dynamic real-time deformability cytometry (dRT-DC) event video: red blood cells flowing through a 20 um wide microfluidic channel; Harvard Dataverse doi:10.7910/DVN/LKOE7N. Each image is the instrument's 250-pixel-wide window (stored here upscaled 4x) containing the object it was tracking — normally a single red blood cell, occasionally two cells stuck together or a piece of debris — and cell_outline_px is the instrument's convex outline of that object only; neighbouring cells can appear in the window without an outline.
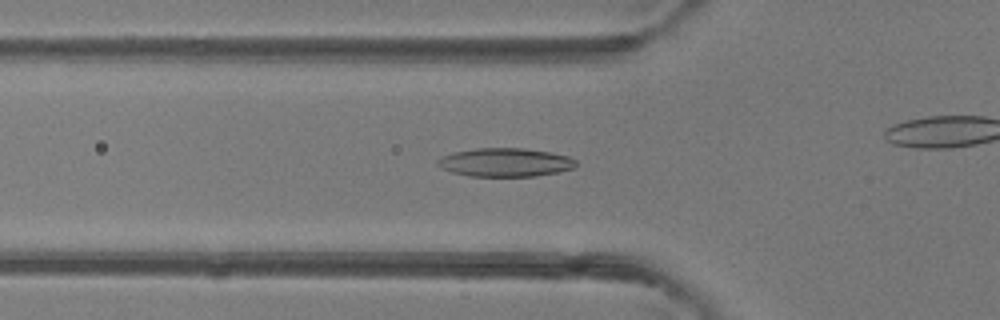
{"species": "common noctule bat (a hibernating species)", "species_latin": "Nyctalus noctula", "temperature_condition": "room temperature", "stored_images_in_passage": 38, "camera_frame_rate_fps": 3000, "um_per_image_px": 0.085, "animal": {"sex": "female"}, "frame": {"image": 1, "passage_image": 16, "time_ms": 5.0, "image_size_px": [1000, 320], "cell_outline_px": [[576, 164], [572, 168], [556, 172], [536, 176], [468, 176], [452, 172], [440, 168], [436, 164], [436, 160], [440, 156], [452, 152], [476, 148], [524, 148], [548, 152], [568, 156], [576, 160]], "centroid_in_image_um": [42.86, 13.79], "position_along_channel_um": 82.9, "area_um2": 23.06}}
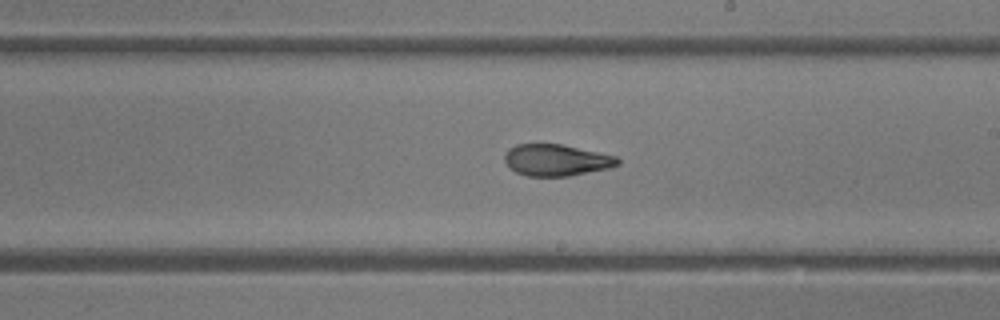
{"frame": {"image": 2, "passage_image": 27, "time_ms": 8.667, "image_size_px": [1000, 320], "cell_outline_px": [[620, 164], [608, 168], [568, 176], [528, 176], [516, 172], [508, 168], [504, 160], [504, 152], [508, 148], [516, 144], [564, 144], [616, 156], [620, 160]], "centroid_in_image_um": [47.25, 13.6], "position_along_channel_um": 241.8, "area_um2": 20.98}}
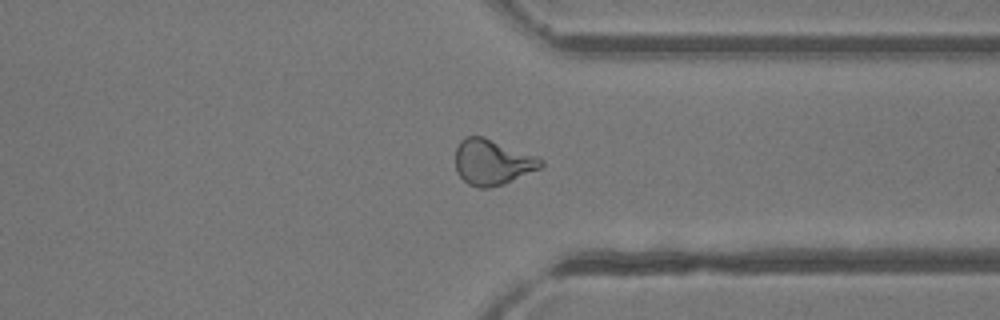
{"frame": {"image": 3, "passage_image": 36, "time_ms": 11.667, "image_size_px": [1000, 320], "cell_outline_px": [[544, 164], [540, 168], [504, 184], [488, 188], [480, 188], [468, 184], [456, 172], [456, 148], [460, 140], [464, 136], [484, 136], [540, 156], [544, 160]], "centroid_in_image_um": [41.87, 13.76], "position_along_channel_um": 369.5, "area_um2": 23.06}}